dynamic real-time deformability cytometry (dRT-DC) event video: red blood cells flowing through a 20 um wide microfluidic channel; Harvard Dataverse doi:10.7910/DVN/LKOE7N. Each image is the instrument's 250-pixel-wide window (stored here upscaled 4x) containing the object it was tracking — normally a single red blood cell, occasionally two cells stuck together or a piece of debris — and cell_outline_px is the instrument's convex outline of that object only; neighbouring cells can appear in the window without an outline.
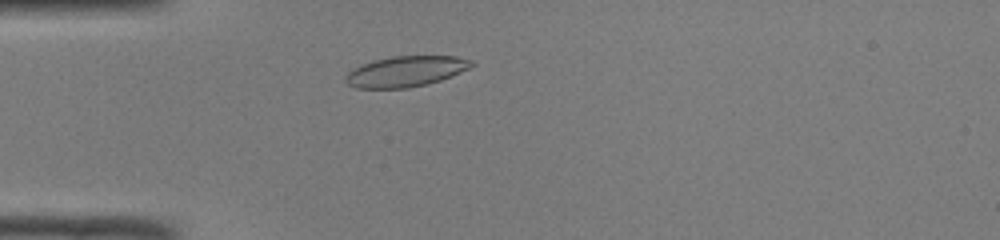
{"species": "common noctule bat (a hibernating species)", "species_latin": "Nyctalus noctula", "temperature_condition": "room temperature", "stored_images_in_passage": 36, "camera_frame_rate_fps": 3000, "um_per_image_px": 0.085, "animal": {"sex": "male", "body_mass_g": 19.0, "forearm_length_mm": 50.8}, "frame": {"image": 1, "passage_image": 1, "time_ms": 0.0, "image_size_px": [1000, 240], "cell_outline_px": [[476, 64], [468, 68], [440, 80], [428, 84], [408, 88], [356, 88], [348, 84], [344, 80], [344, 76], [352, 68], [360, 64], [372, 60], [392, 56], [456, 56], [472, 60]], "centroid_in_image_um": [34.44, 6.06], "position_along_channel_um": 50.6, "area_um2": 22.6}}
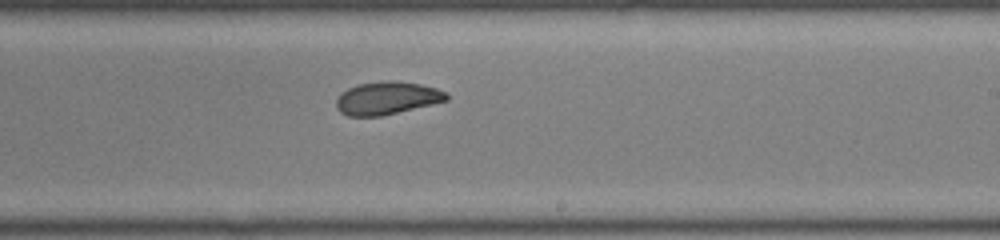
{"frame": {"image": 2, "passage_image": 17, "time_ms": 5.333, "image_size_px": [1000, 240], "cell_outline_px": [[448, 100], [432, 104], [380, 116], [348, 116], [340, 112], [336, 108], [336, 100], [348, 88], [356, 84], [380, 80], [396, 80], [420, 84], [436, 88], [444, 92], [448, 96]], "centroid_in_image_um": [32.87, 8.32], "position_along_channel_um": 256.1, "area_um2": 21.04}}
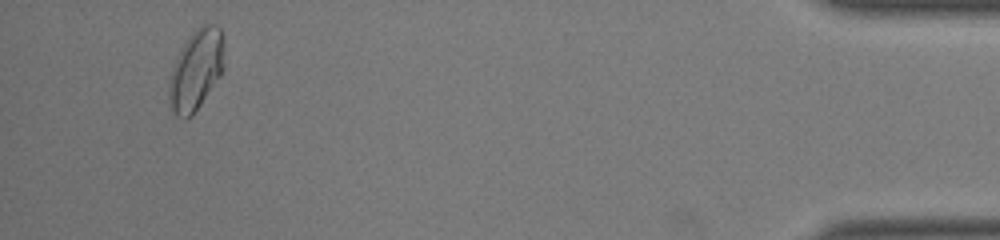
{"frame": {"image": 3, "passage_image": 34, "time_ms": 11.0, "image_size_px": [1000, 240], "cell_outline_px": [[224, 44], [220, 76], [192, 116], [184, 120], [176, 116], [172, 108], [168, 96], [168, 76], [188, 36], [200, 24], [216, 24], [220, 28]], "centroid_in_image_um": [16.64, 5.94], "position_along_channel_um": 418.6, "area_um2": 25.72}, "authors_computed_cell_mechanics": {"area_um2": 21.964, "velocity_mm_per_s": 4.09, "shape_relaxation_time_tau1_ms": 3.8179, "shape_relaxation_time_tau2_ms": 1.6665, "deformation_change_tau1": 0.1188, "deformation_change_tau2": 0.0548}}